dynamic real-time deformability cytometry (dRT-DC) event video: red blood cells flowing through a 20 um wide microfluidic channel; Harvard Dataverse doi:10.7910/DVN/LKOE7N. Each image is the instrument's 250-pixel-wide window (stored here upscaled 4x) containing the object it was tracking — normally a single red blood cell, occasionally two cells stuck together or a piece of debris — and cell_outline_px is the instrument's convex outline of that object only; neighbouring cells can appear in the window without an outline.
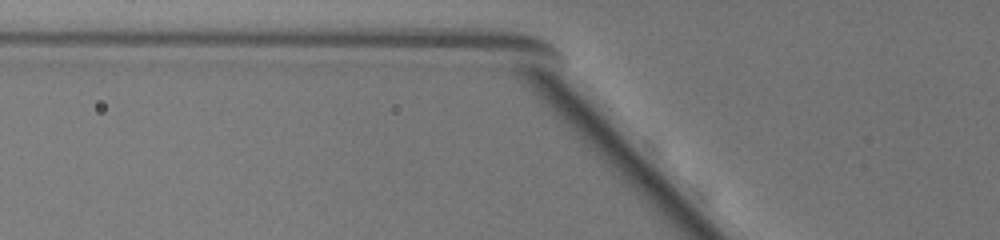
{"species": "common noctule bat (a hibernating species)", "species_latin": "Nyctalus noctula", "temperature_condition": "warm", "stored_images_in_passage": 3, "camera_frame_rate_fps": 3000, "um_per_image_px": 0.085, "animal": {"sex": "female", "body_mass_g": 19.5, "forearm_length_mm": 54.1}, "frame": {"image": 1, "passage_image": 3, "time_ms": 0.667, "image_size_px": [1000, 240], "cell_outline_px": [[768, 140], [736, 136], [716, 104], [716, 80], [728, 80], [736, 84], [740, 88], [768, 132]], "centroid_in_image_um": [62.8, 9.47], "position_along_channel_um": 63.0, "area_um2": 12.83}}